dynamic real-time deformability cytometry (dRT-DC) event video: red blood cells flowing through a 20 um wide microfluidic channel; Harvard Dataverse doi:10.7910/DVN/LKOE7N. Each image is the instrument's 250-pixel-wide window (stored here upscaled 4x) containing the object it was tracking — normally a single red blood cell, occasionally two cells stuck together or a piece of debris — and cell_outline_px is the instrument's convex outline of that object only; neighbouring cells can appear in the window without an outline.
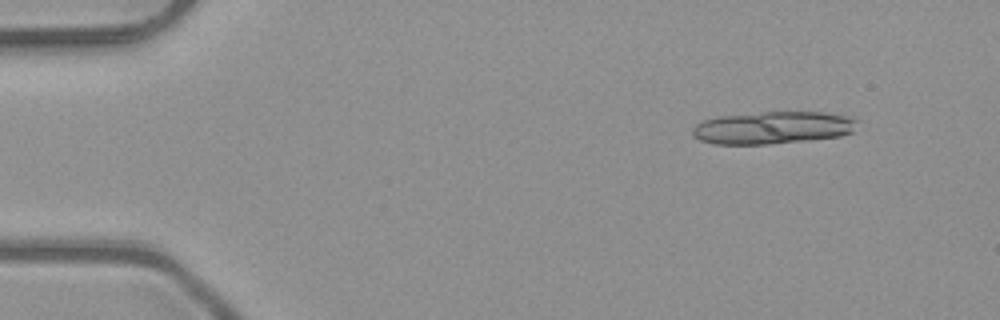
{"species": "common noctule bat (a hibernating species)", "species_latin": "Nyctalus noctula", "temperature_condition": "room temperature", "stored_images_in_passage": 4, "camera_frame_rate_fps": 3000, "um_per_image_px": 0.085, "animal": {"sex": "male", "body_mass_g": 23.1, "forearm_length_mm": 52.7}, "frame": {"image": 1, "passage_image": 2, "time_ms": 0.333, "image_size_px": [1000, 320], "cell_outline_px": [[860, 120], [852, 132], [840, 136], [808, 140], [768, 144], [712, 144], [700, 140], [692, 136], [692, 128], [700, 120], [716, 116], [764, 112], [824, 112], [848, 116]], "centroid_in_image_um": [65.65, 10.85], "position_along_channel_um": 19.3, "area_um2": 31.5}}